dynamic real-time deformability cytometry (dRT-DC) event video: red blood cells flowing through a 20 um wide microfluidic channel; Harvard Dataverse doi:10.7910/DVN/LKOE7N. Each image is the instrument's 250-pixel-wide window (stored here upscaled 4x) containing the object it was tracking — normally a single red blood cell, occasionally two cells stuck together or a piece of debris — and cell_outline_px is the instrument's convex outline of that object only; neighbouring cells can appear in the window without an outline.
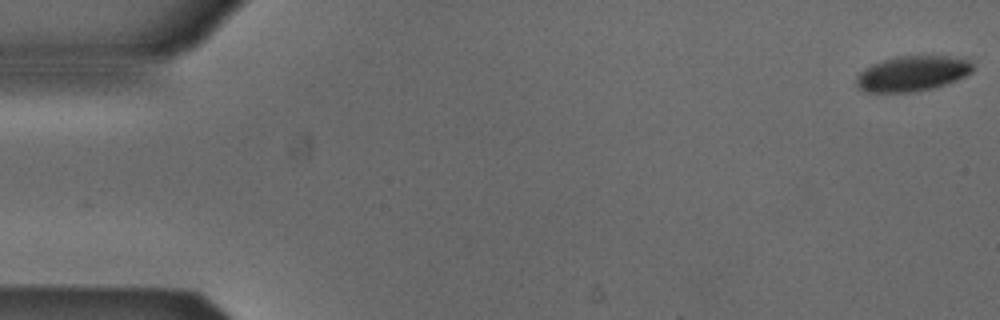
{"species": "Egyptian fruit bat (a non-hibernating species)", "species_latin": "Rousettus aegyptiacus", "temperature_condition": "cold", "stored_images_in_passage": 53, "camera_frame_rate_fps": 3000, "um_per_image_px": 0.085, "animal": {"sex": "male"}, "frame": {"image": 1, "passage_image": 1, "time_ms": 0.0, "image_size_px": [1000, 320], "cell_outline_px": [[972, 72], [956, 80], [932, 88], [912, 92], [868, 92], [860, 88], [856, 84], [856, 76], [864, 68], [880, 60], [896, 56], [964, 56], [972, 64]], "centroid_in_image_um": [77.54, 6.23], "position_along_channel_um": 7.5, "area_um2": 24.04}}
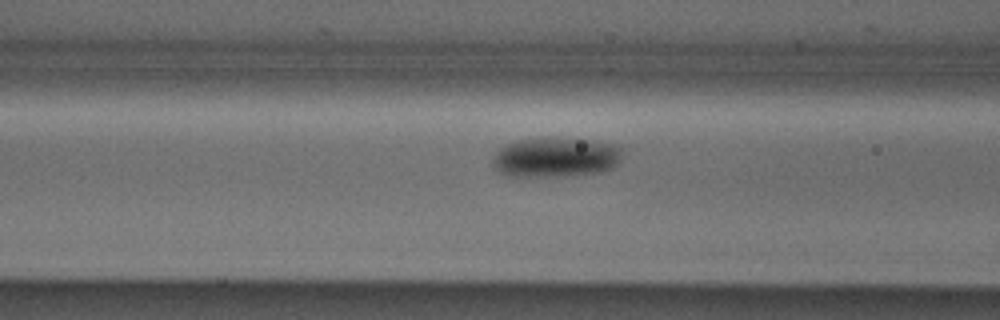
{"frame": {"image": 2, "passage_image": 21, "time_ms": 6.667, "image_size_px": [1000, 320], "cell_outline_px": [[624, 152], [620, 160], [612, 168], [600, 172], [556, 176], [512, 176], [500, 172], [492, 164], [492, 160], [496, 152], [504, 144], [516, 140], [544, 136], [552, 136], [596, 140], [616, 144]], "centroid_in_image_um": [47.25, 13.32], "position_along_channel_um": 119.4, "area_um2": 30.69}}
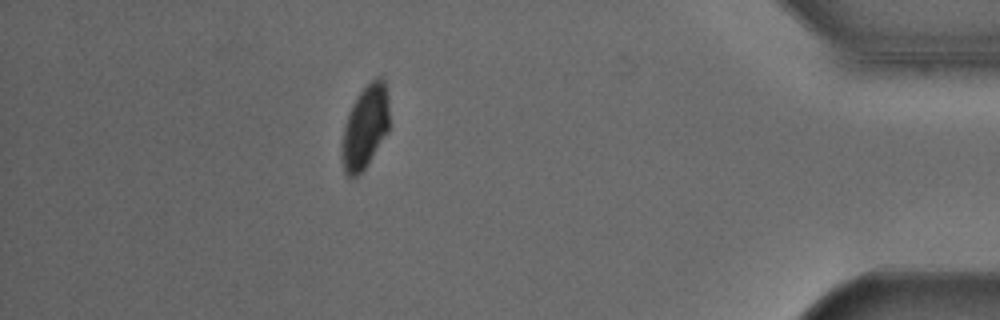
{"frame": {"image": 3, "passage_image": 47, "time_ms": 15.333, "image_size_px": [1000, 320], "cell_outline_px": [[388, 132], [364, 168], [356, 176], [348, 176], [344, 172], [340, 160], [340, 144], [344, 124], [348, 112], [356, 96], [376, 76], [380, 76], [384, 80], [388, 96]], "centroid_in_image_um": [30.99, 10.8], "position_along_channel_um": 404.2, "area_um2": 23.24}, "authors_computed_cell_mechanics": {"area_um2": 26.6458, "velocity_mm_per_s": 3.8593, "shape_relaxation_time_tau1_ms": 3.5143, "shape_relaxation_time_tau2_ms": null, "deformation_change_tau1": 0.08, "deformation_change_tau2": null}}